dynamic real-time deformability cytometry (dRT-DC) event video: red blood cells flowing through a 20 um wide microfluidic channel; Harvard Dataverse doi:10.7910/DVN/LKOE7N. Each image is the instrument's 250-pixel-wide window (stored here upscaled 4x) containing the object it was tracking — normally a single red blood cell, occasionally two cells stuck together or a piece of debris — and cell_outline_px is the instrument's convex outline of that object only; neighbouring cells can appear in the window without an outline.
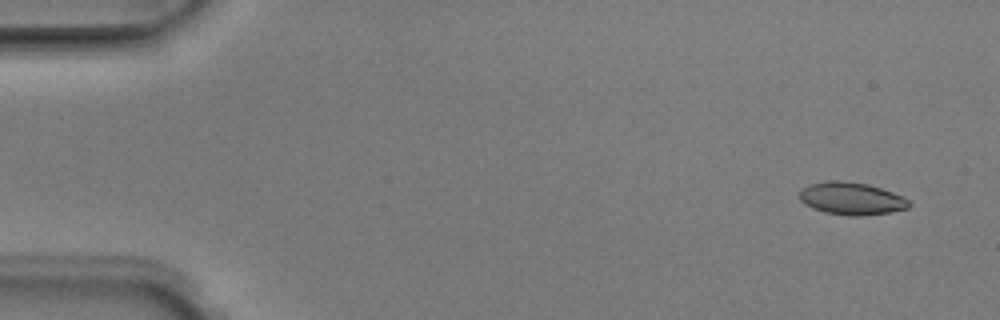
{"species": "Egyptian fruit bat (a non-hibernating species)", "species_latin": "Rousettus aegyptiacus", "temperature_condition": "room temperature", "stored_images_in_passage": 6, "camera_frame_rate_fps": 3000, "um_per_image_px": 0.085, "animal": {"sex": "male"}, "frame": {"image": 1, "passage_image": 1, "time_ms": 0.0, "image_size_px": [1000, 320], "cell_outline_px": [[912, 204], [908, 208], [888, 212], [864, 216], [848, 216], [824, 212], [812, 208], [804, 204], [800, 200], [800, 192], [808, 184], [828, 180], [840, 180], [868, 184], [892, 192], [908, 200]], "centroid_in_image_um": [72.35, 16.88], "position_along_channel_um": 12.7, "area_um2": 20.75}}
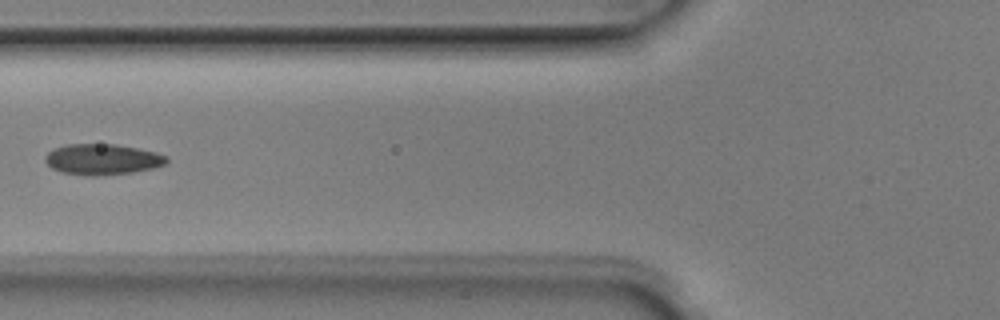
{"frame": {"image": 2, "passage_image": 5, "time_ms": 1.333, "image_size_px": [1000, 320], "cell_outline_px": [[168, 160], [164, 164], [152, 168], [132, 172], [92, 176], [88, 176], [60, 172], [52, 168], [44, 160], [44, 156], [52, 148], [64, 144], [116, 144], [156, 152], [168, 156]], "centroid_in_image_um": [8.65, 13.53], "position_along_channel_um": 117.1, "area_um2": 21.85}}
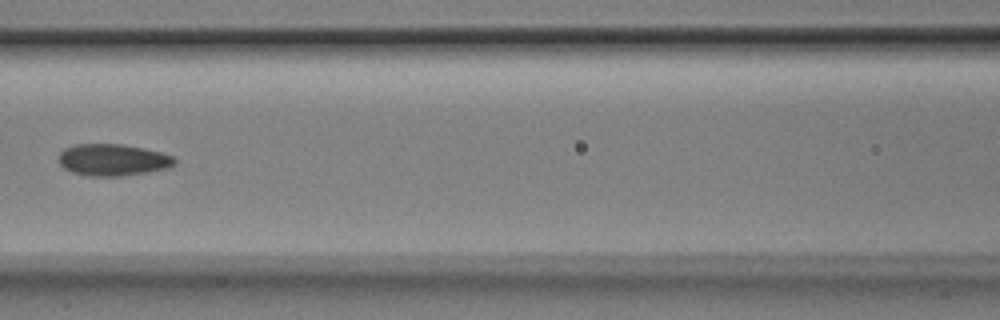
{"frame": {"image": 3, "passage_image": 6, "time_ms": 1.667, "image_size_px": [1000, 320], "cell_outline_px": [[176, 164], [168, 168], [120, 176], [88, 176], [72, 172], [64, 168], [60, 164], [60, 152], [64, 148], [72, 144], [120, 144], [144, 148], [160, 152], [172, 156], [176, 160]], "centroid_in_image_um": [9.57, 13.58], "position_along_channel_um": 157.0, "area_um2": 21.39}}